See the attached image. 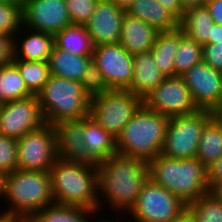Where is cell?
<instances>
[{
	"instance_id": "6da1fadb",
	"label": "cell",
	"mask_w": 222,
	"mask_h": 222,
	"mask_svg": "<svg viewBox=\"0 0 222 222\" xmlns=\"http://www.w3.org/2000/svg\"><path fill=\"white\" fill-rule=\"evenodd\" d=\"M97 169L99 210L105 196L115 211L128 212L149 179L148 161L116 153L98 164Z\"/></svg>"
},
{
	"instance_id": "7a4b0ae2",
	"label": "cell",
	"mask_w": 222,
	"mask_h": 222,
	"mask_svg": "<svg viewBox=\"0 0 222 222\" xmlns=\"http://www.w3.org/2000/svg\"><path fill=\"white\" fill-rule=\"evenodd\" d=\"M149 179L185 204L209 192L207 168L196 158L175 159L159 154L148 162Z\"/></svg>"
},
{
	"instance_id": "3957f363",
	"label": "cell",
	"mask_w": 222,
	"mask_h": 222,
	"mask_svg": "<svg viewBox=\"0 0 222 222\" xmlns=\"http://www.w3.org/2000/svg\"><path fill=\"white\" fill-rule=\"evenodd\" d=\"M49 173L54 203L99 210L97 167L57 158Z\"/></svg>"
},
{
	"instance_id": "277c9868",
	"label": "cell",
	"mask_w": 222,
	"mask_h": 222,
	"mask_svg": "<svg viewBox=\"0 0 222 222\" xmlns=\"http://www.w3.org/2000/svg\"><path fill=\"white\" fill-rule=\"evenodd\" d=\"M3 199L10 205L1 211L6 219H30L54 203L49 172L16 169L5 175Z\"/></svg>"
},
{
	"instance_id": "5b68a950",
	"label": "cell",
	"mask_w": 222,
	"mask_h": 222,
	"mask_svg": "<svg viewBox=\"0 0 222 222\" xmlns=\"http://www.w3.org/2000/svg\"><path fill=\"white\" fill-rule=\"evenodd\" d=\"M169 118L142 105L117 137V152L148 162L156 158L164 144Z\"/></svg>"
},
{
	"instance_id": "8992f818",
	"label": "cell",
	"mask_w": 222,
	"mask_h": 222,
	"mask_svg": "<svg viewBox=\"0 0 222 222\" xmlns=\"http://www.w3.org/2000/svg\"><path fill=\"white\" fill-rule=\"evenodd\" d=\"M37 97L46 124L89 116L91 99L79 81L50 75Z\"/></svg>"
},
{
	"instance_id": "52a82bcc",
	"label": "cell",
	"mask_w": 222,
	"mask_h": 222,
	"mask_svg": "<svg viewBox=\"0 0 222 222\" xmlns=\"http://www.w3.org/2000/svg\"><path fill=\"white\" fill-rule=\"evenodd\" d=\"M143 105V98L128 89H110L91 98L89 117L116 139Z\"/></svg>"
},
{
	"instance_id": "ba28073f",
	"label": "cell",
	"mask_w": 222,
	"mask_h": 222,
	"mask_svg": "<svg viewBox=\"0 0 222 222\" xmlns=\"http://www.w3.org/2000/svg\"><path fill=\"white\" fill-rule=\"evenodd\" d=\"M211 117L207 109L171 116L160 154L175 159L196 157L201 132Z\"/></svg>"
},
{
	"instance_id": "9c48e42d",
	"label": "cell",
	"mask_w": 222,
	"mask_h": 222,
	"mask_svg": "<svg viewBox=\"0 0 222 222\" xmlns=\"http://www.w3.org/2000/svg\"><path fill=\"white\" fill-rule=\"evenodd\" d=\"M186 208L187 204L179 197L148 179L135 204L125 214L135 222H171Z\"/></svg>"
},
{
	"instance_id": "30bf717a",
	"label": "cell",
	"mask_w": 222,
	"mask_h": 222,
	"mask_svg": "<svg viewBox=\"0 0 222 222\" xmlns=\"http://www.w3.org/2000/svg\"><path fill=\"white\" fill-rule=\"evenodd\" d=\"M57 159L54 126L45 124L17 139L18 169L49 172Z\"/></svg>"
},
{
	"instance_id": "8fae6325",
	"label": "cell",
	"mask_w": 222,
	"mask_h": 222,
	"mask_svg": "<svg viewBox=\"0 0 222 222\" xmlns=\"http://www.w3.org/2000/svg\"><path fill=\"white\" fill-rule=\"evenodd\" d=\"M143 105L168 117L189 114L199 109L181 76L166 77L143 97Z\"/></svg>"
},
{
	"instance_id": "7c38bea8",
	"label": "cell",
	"mask_w": 222,
	"mask_h": 222,
	"mask_svg": "<svg viewBox=\"0 0 222 222\" xmlns=\"http://www.w3.org/2000/svg\"><path fill=\"white\" fill-rule=\"evenodd\" d=\"M45 124L37 95L0 104L1 135L19 139Z\"/></svg>"
},
{
	"instance_id": "4fadbf2b",
	"label": "cell",
	"mask_w": 222,
	"mask_h": 222,
	"mask_svg": "<svg viewBox=\"0 0 222 222\" xmlns=\"http://www.w3.org/2000/svg\"><path fill=\"white\" fill-rule=\"evenodd\" d=\"M92 61L110 89H127L133 77V55L120 43L94 46Z\"/></svg>"
},
{
	"instance_id": "5bb4252c",
	"label": "cell",
	"mask_w": 222,
	"mask_h": 222,
	"mask_svg": "<svg viewBox=\"0 0 222 222\" xmlns=\"http://www.w3.org/2000/svg\"><path fill=\"white\" fill-rule=\"evenodd\" d=\"M23 26L55 35L71 25L66 0H23Z\"/></svg>"
},
{
	"instance_id": "9a60e30c",
	"label": "cell",
	"mask_w": 222,
	"mask_h": 222,
	"mask_svg": "<svg viewBox=\"0 0 222 222\" xmlns=\"http://www.w3.org/2000/svg\"><path fill=\"white\" fill-rule=\"evenodd\" d=\"M199 109L212 110L222 101V71L203 60L181 75Z\"/></svg>"
},
{
	"instance_id": "2e32d148",
	"label": "cell",
	"mask_w": 222,
	"mask_h": 222,
	"mask_svg": "<svg viewBox=\"0 0 222 222\" xmlns=\"http://www.w3.org/2000/svg\"><path fill=\"white\" fill-rule=\"evenodd\" d=\"M125 10L109 0H99L85 23L94 46L119 43Z\"/></svg>"
},
{
	"instance_id": "e0dca14e",
	"label": "cell",
	"mask_w": 222,
	"mask_h": 222,
	"mask_svg": "<svg viewBox=\"0 0 222 222\" xmlns=\"http://www.w3.org/2000/svg\"><path fill=\"white\" fill-rule=\"evenodd\" d=\"M54 126L57 158L97 167L89 156L85 137V118L61 121Z\"/></svg>"
},
{
	"instance_id": "ac0fdd59",
	"label": "cell",
	"mask_w": 222,
	"mask_h": 222,
	"mask_svg": "<svg viewBox=\"0 0 222 222\" xmlns=\"http://www.w3.org/2000/svg\"><path fill=\"white\" fill-rule=\"evenodd\" d=\"M23 28H25L24 31L22 30ZM18 32L19 33L14 36L13 42L14 59L26 61H48L54 46V35L28 28L26 29L24 26H22ZM19 35H24V37H20Z\"/></svg>"
},
{
	"instance_id": "d6986e66",
	"label": "cell",
	"mask_w": 222,
	"mask_h": 222,
	"mask_svg": "<svg viewBox=\"0 0 222 222\" xmlns=\"http://www.w3.org/2000/svg\"><path fill=\"white\" fill-rule=\"evenodd\" d=\"M158 31L142 19L131 16L127 12L121 25L119 43L130 54L150 51L155 43Z\"/></svg>"
},
{
	"instance_id": "ffe728a7",
	"label": "cell",
	"mask_w": 222,
	"mask_h": 222,
	"mask_svg": "<svg viewBox=\"0 0 222 222\" xmlns=\"http://www.w3.org/2000/svg\"><path fill=\"white\" fill-rule=\"evenodd\" d=\"M165 78L156 66L151 51L137 53L133 55V77L127 89L143 98Z\"/></svg>"
},
{
	"instance_id": "44dd1931",
	"label": "cell",
	"mask_w": 222,
	"mask_h": 222,
	"mask_svg": "<svg viewBox=\"0 0 222 222\" xmlns=\"http://www.w3.org/2000/svg\"><path fill=\"white\" fill-rule=\"evenodd\" d=\"M126 12L142 19L158 32L171 31L179 27V20L157 0H135Z\"/></svg>"
},
{
	"instance_id": "7402d4cb",
	"label": "cell",
	"mask_w": 222,
	"mask_h": 222,
	"mask_svg": "<svg viewBox=\"0 0 222 222\" xmlns=\"http://www.w3.org/2000/svg\"><path fill=\"white\" fill-rule=\"evenodd\" d=\"M47 62L50 75L80 81L92 62V55H73L53 46Z\"/></svg>"
},
{
	"instance_id": "603a6c76",
	"label": "cell",
	"mask_w": 222,
	"mask_h": 222,
	"mask_svg": "<svg viewBox=\"0 0 222 222\" xmlns=\"http://www.w3.org/2000/svg\"><path fill=\"white\" fill-rule=\"evenodd\" d=\"M84 142L86 144L89 156L97 164L104 162L110 156L118 153L116 138L109 132H106L89 116L85 117Z\"/></svg>"
},
{
	"instance_id": "cb8c5ba5",
	"label": "cell",
	"mask_w": 222,
	"mask_h": 222,
	"mask_svg": "<svg viewBox=\"0 0 222 222\" xmlns=\"http://www.w3.org/2000/svg\"><path fill=\"white\" fill-rule=\"evenodd\" d=\"M214 23L208 8L204 4L185 9L182 18L179 20V28L188 37L204 46L209 44L211 26Z\"/></svg>"
},
{
	"instance_id": "d4e9b609",
	"label": "cell",
	"mask_w": 222,
	"mask_h": 222,
	"mask_svg": "<svg viewBox=\"0 0 222 222\" xmlns=\"http://www.w3.org/2000/svg\"><path fill=\"white\" fill-rule=\"evenodd\" d=\"M180 41V28L158 32L151 48L154 62L166 77H175L174 55Z\"/></svg>"
},
{
	"instance_id": "484cf974",
	"label": "cell",
	"mask_w": 222,
	"mask_h": 222,
	"mask_svg": "<svg viewBox=\"0 0 222 222\" xmlns=\"http://www.w3.org/2000/svg\"><path fill=\"white\" fill-rule=\"evenodd\" d=\"M54 46L73 55H92L94 45L85 25L71 24L54 35Z\"/></svg>"
},
{
	"instance_id": "4316f807",
	"label": "cell",
	"mask_w": 222,
	"mask_h": 222,
	"mask_svg": "<svg viewBox=\"0 0 222 222\" xmlns=\"http://www.w3.org/2000/svg\"><path fill=\"white\" fill-rule=\"evenodd\" d=\"M222 156V127L211 117L204 125L196 158L207 168Z\"/></svg>"
},
{
	"instance_id": "83f0119b",
	"label": "cell",
	"mask_w": 222,
	"mask_h": 222,
	"mask_svg": "<svg viewBox=\"0 0 222 222\" xmlns=\"http://www.w3.org/2000/svg\"><path fill=\"white\" fill-rule=\"evenodd\" d=\"M94 212L100 211L52 203L36 212L29 220L31 222H92L87 217L95 214Z\"/></svg>"
},
{
	"instance_id": "f1b7e54d",
	"label": "cell",
	"mask_w": 222,
	"mask_h": 222,
	"mask_svg": "<svg viewBox=\"0 0 222 222\" xmlns=\"http://www.w3.org/2000/svg\"><path fill=\"white\" fill-rule=\"evenodd\" d=\"M32 95L13 62L0 67V104L24 99Z\"/></svg>"
},
{
	"instance_id": "f546056e",
	"label": "cell",
	"mask_w": 222,
	"mask_h": 222,
	"mask_svg": "<svg viewBox=\"0 0 222 222\" xmlns=\"http://www.w3.org/2000/svg\"><path fill=\"white\" fill-rule=\"evenodd\" d=\"M28 90L37 95L50 77V69L47 61H26L14 59Z\"/></svg>"
},
{
	"instance_id": "4dcf8cb0",
	"label": "cell",
	"mask_w": 222,
	"mask_h": 222,
	"mask_svg": "<svg viewBox=\"0 0 222 222\" xmlns=\"http://www.w3.org/2000/svg\"><path fill=\"white\" fill-rule=\"evenodd\" d=\"M202 48L203 46L180 29V41L174 55L175 76H181L202 61Z\"/></svg>"
},
{
	"instance_id": "1f68e13d",
	"label": "cell",
	"mask_w": 222,
	"mask_h": 222,
	"mask_svg": "<svg viewBox=\"0 0 222 222\" xmlns=\"http://www.w3.org/2000/svg\"><path fill=\"white\" fill-rule=\"evenodd\" d=\"M196 222H222V203L208 192L187 204Z\"/></svg>"
},
{
	"instance_id": "d6a6232c",
	"label": "cell",
	"mask_w": 222,
	"mask_h": 222,
	"mask_svg": "<svg viewBox=\"0 0 222 222\" xmlns=\"http://www.w3.org/2000/svg\"><path fill=\"white\" fill-rule=\"evenodd\" d=\"M22 26V4L0 3V35L14 38Z\"/></svg>"
},
{
	"instance_id": "836d02e7",
	"label": "cell",
	"mask_w": 222,
	"mask_h": 222,
	"mask_svg": "<svg viewBox=\"0 0 222 222\" xmlns=\"http://www.w3.org/2000/svg\"><path fill=\"white\" fill-rule=\"evenodd\" d=\"M79 82L82 86L84 93L90 99L97 95L106 93L108 90H110L103 75L101 74L97 66L93 63V61L85 70Z\"/></svg>"
},
{
	"instance_id": "e575fe53",
	"label": "cell",
	"mask_w": 222,
	"mask_h": 222,
	"mask_svg": "<svg viewBox=\"0 0 222 222\" xmlns=\"http://www.w3.org/2000/svg\"><path fill=\"white\" fill-rule=\"evenodd\" d=\"M18 169L17 139L0 134V171L5 175Z\"/></svg>"
},
{
	"instance_id": "d590c367",
	"label": "cell",
	"mask_w": 222,
	"mask_h": 222,
	"mask_svg": "<svg viewBox=\"0 0 222 222\" xmlns=\"http://www.w3.org/2000/svg\"><path fill=\"white\" fill-rule=\"evenodd\" d=\"M99 0H66L71 24L85 25Z\"/></svg>"
},
{
	"instance_id": "8d00e7d4",
	"label": "cell",
	"mask_w": 222,
	"mask_h": 222,
	"mask_svg": "<svg viewBox=\"0 0 222 222\" xmlns=\"http://www.w3.org/2000/svg\"><path fill=\"white\" fill-rule=\"evenodd\" d=\"M202 60L211 68L222 71V44H205L202 48Z\"/></svg>"
},
{
	"instance_id": "74e56055",
	"label": "cell",
	"mask_w": 222,
	"mask_h": 222,
	"mask_svg": "<svg viewBox=\"0 0 222 222\" xmlns=\"http://www.w3.org/2000/svg\"><path fill=\"white\" fill-rule=\"evenodd\" d=\"M13 37L0 35V67L12 62L13 54Z\"/></svg>"
},
{
	"instance_id": "f35d334b",
	"label": "cell",
	"mask_w": 222,
	"mask_h": 222,
	"mask_svg": "<svg viewBox=\"0 0 222 222\" xmlns=\"http://www.w3.org/2000/svg\"><path fill=\"white\" fill-rule=\"evenodd\" d=\"M207 180L209 189L222 183V156L207 167Z\"/></svg>"
},
{
	"instance_id": "ab89813d",
	"label": "cell",
	"mask_w": 222,
	"mask_h": 222,
	"mask_svg": "<svg viewBox=\"0 0 222 222\" xmlns=\"http://www.w3.org/2000/svg\"><path fill=\"white\" fill-rule=\"evenodd\" d=\"M205 5L208 8L213 21L222 25V0H206Z\"/></svg>"
},
{
	"instance_id": "60d3db41",
	"label": "cell",
	"mask_w": 222,
	"mask_h": 222,
	"mask_svg": "<svg viewBox=\"0 0 222 222\" xmlns=\"http://www.w3.org/2000/svg\"><path fill=\"white\" fill-rule=\"evenodd\" d=\"M163 7L169 10L178 20L183 16L185 9L180 0H157Z\"/></svg>"
},
{
	"instance_id": "b9f144b4",
	"label": "cell",
	"mask_w": 222,
	"mask_h": 222,
	"mask_svg": "<svg viewBox=\"0 0 222 222\" xmlns=\"http://www.w3.org/2000/svg\"><path fill=\"white\" fill-rule=\"evenodd\" d=\"M209 43L222 44V25L214 23L211 26V32L209 36Z\"/></svg>"
},
{
	"instance_id": "7bdbcfd3",
	"label": "cell",
	"mask_w": 222,
	"mask_h": 222,
	"mask_svg": "<svg viewBox=\"0 0 222 222\" xmlns=\"http://www.w3.org/2000/svg\"><path fill=\"white\" fill-rule=\"evenodd\" d=\"M171 222H196L195 217L186 208L177 218Z\"/></svg>"
},
{
	"instance_id": "ee69618b",
	"label": "cell",
	"mask_w": 222,
	"mask_h": 222,
	"mask_svg": "<svg viewBox=\"0 0 222 222\" xmlns=\"http://www.w3.org/2000/svg\"><path fill=\"white\" fill-rule=\"evenodd\" d=\"M211 113L212 118L222 127V101L211 110Z\"/></svg>"
},
{
	"instance_id": "f6af8a7d",
	"label": "cell",
	"mask_w": 222,
	"mask_h": 222,
	"mask_svg": "<svg viewBox=\"0 0 222 222\" xmlns=\"http://www.w3.org/2000/svg\"><path fill=\"white\" fill-rule=\"evenodd\" d=\"M206 0H180L182 7L187 9L193 6L204 5Z\"/></svg>"
},
{
	"instance_id": "bcb514c9",
	"label": "cell",
	"mask_w": 222,
	"mask_h": 222,
	"mask_svg": "<svg viewBox=\"0 0 222 222\" xmlns=\"http://www.w3.org/2000/svg\"><path fill=\"white\" fill-rule=\"evenodd\" d=\"M209 192H211L222 203V183L212 186L209 189Z\"/></svg>"
},
{
	"instance_id": "7dc6e473",
	"label": "cell",
	"mask_w": 222,
	"mask_h": 222,
	"mask_svg": "<svg viewBox=\"0 0 222 222\" xmlns=\"http://www.w3.org/2000/svg\"><path fill=\"white\" fill-rule=\"evenodd\" d=\"M123 10H127L135 0H109Z\"/></svg>"
},
{
	"instance_id": "c3c4849f",
	"label": "cell",
	"mask_w": 222,
	"mask_h": 222,
	"mask_svg": "<svg viewBox=\"0 0 222 222\" xmlns=\"http://www.w3.org/2000/svg\"><path fill=\"white\" fill-rule=\"evenodd\" d=\"M5 174L0 171V198L4 194Z\"/></svg>"
},
{
	"instance_id": "681fc988",
	"label": "cell",
	"mask_w": 222,
	"mask_h": 222,
	"mask_svg": "<svg viewBox=\"0 0 222 222\" xmlns=\"http://www.w3.org/2000/svg\"><path fill=\"white\" fill-rule=\"evenodd\" d=\"M0 222H31L29 219H6L0 215Z\"/></svg>"
},
{
	"instance_id": "f907efd6",
	"label": "cell",
	"mask_w": 222,
	"mask_h": 222,
	"mask_svg": "<svg viewBox=\"0 0 222 222\" xmlns=\"http://www.w3.org/2000/svg\"><path fill=\"white\" fill-rule=\"evenodd\" d=\"M0 3H16V4H22L23 0H0Z\"/></svg>"
},
{
	"instance_id": "816d5d0a",
	"label": "cell",
	"mask_w": 222,
	"mask_h": 222,
	"mask_svg": "<svg viewBox=\"0 0 222 222\" xmlns=\"http://www.w3.org/2000/svg\"><path fill=\"white\" fill-rule=\"evenodd\" d=\"M98 222H111V221H107V220L105 221L104 218H103L101 221L98 220Z\"/></svg>"
}]
</instances>
